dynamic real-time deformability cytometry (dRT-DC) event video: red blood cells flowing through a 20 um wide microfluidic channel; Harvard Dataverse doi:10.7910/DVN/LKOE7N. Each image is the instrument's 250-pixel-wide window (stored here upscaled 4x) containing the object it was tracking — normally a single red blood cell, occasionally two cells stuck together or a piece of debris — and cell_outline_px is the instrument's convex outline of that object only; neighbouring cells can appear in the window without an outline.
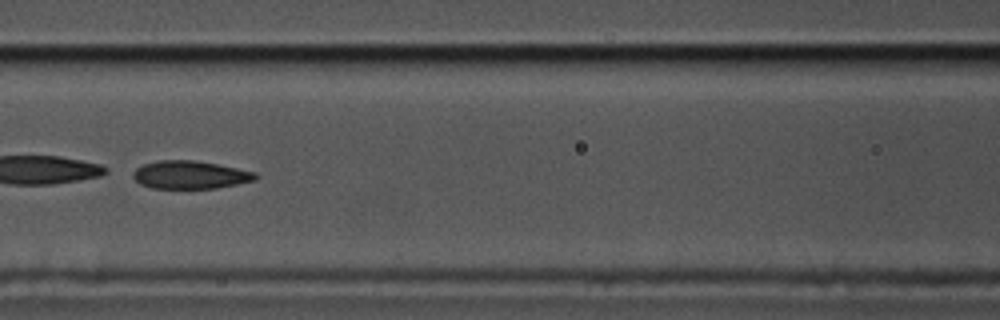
{"species": "common noctule bat (a hibernating species)", "species_latin": "Nyctalus noctula", "temperature_condition": "cold", "stored_images_in_passage": 8, "camera_frame_rate_fps": 3000, "um_per_image_px": 0.085, "animal": {"sex": "male", "body_mass_g": 17.5, "forearm_length_mm": 52.3}, "frame": {"image": 1, "passage_image": 7, "time_ms": 2.0, "image_size_px": [1000, 320], "cell_outline_px": [[260, 176], [256, 180], [216, 188], [152, 188], [140, 184], [132, 176], [132, 172], [136, 168], [144, 164], [160, 160], [196, 160], [256, 172]], "centroid_in_image_um": [16.17, 14.86], "position_along_channel_um": 150.4, "area_um2": 19.94}}